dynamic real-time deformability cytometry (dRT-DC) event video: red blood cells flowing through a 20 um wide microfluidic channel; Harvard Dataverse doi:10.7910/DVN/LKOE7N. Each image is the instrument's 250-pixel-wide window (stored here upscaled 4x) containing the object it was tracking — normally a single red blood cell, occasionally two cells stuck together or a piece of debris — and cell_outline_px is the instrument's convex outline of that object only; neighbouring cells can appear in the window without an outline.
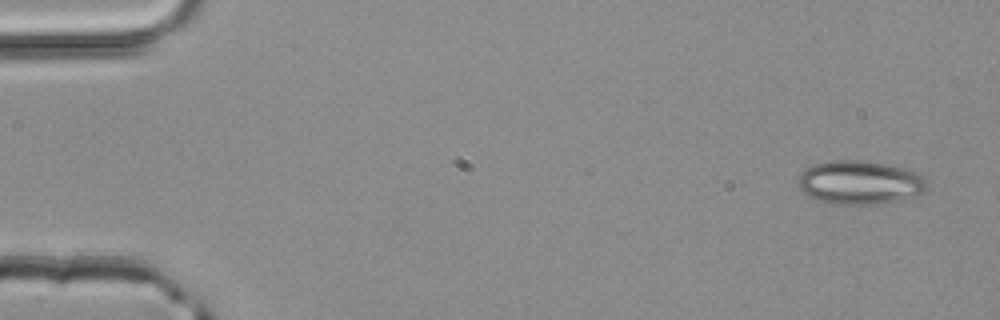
{"species": "common noctule bat (a hibernating species)", "species_latin": "Nyctalus noctula", "temperature_condition": "room temperature", "stored_images_in_passage": 3, "camera_frame_rate_fps": 3000, "um_per_image_px": 0.085, "animal": {"sex": "male", "body_mass_g": 20.4}, "frame": {"image": 1, "passage_image": 1, "time_ms": 0.0, "image_size_px": [1000, 320], "cell_outline_px": [[928, 188], [920, 196], [900, 200], [876, 204], [832, 204], [808, 196], [800, 188], [800, 172], [804, 168], [812, 164], [832, 160], [864, 160], [884, 164], [916, 172], [928, 184]], "centroid_in_image_um": [73.09, 15.51], "position_along_channel_um": 11.9, "area_um2": 32.77}}